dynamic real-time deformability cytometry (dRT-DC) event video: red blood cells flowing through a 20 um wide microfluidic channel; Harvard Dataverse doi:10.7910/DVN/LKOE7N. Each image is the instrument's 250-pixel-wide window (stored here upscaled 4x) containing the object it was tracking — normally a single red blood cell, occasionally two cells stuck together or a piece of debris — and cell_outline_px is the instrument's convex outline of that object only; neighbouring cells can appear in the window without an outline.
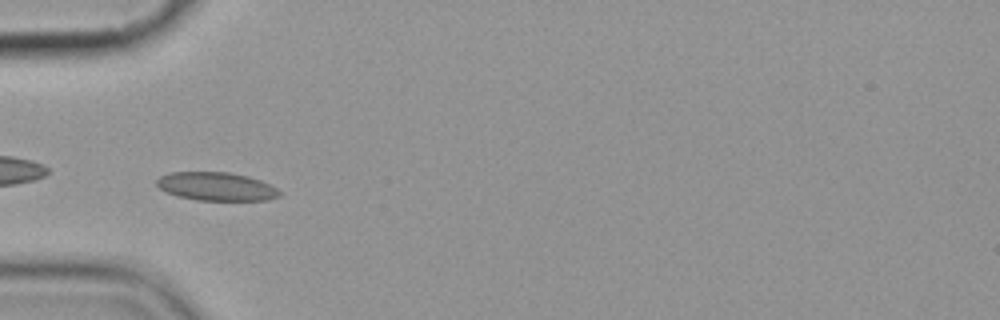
{"species": "common noctule bat (a hibernating species)", "species_latin": "Nyctalus noctula", "temperature_condition": "cold", "stored_images_in_passage": 11, "camera_frame_rate_fps": 3000, "um_per_image_px": 0.085, "animal": {"sex": "female", "body_mass_g": 19.9}, "frame": {"image": 1, "passage_image": 5, "time_ms": 5.333, "image_size_px": [1000, 320], "cell_outline_px": [[280, 196], [268, 200], [196, 200], [164, 192], [156, 184], [156, 180], [160, 176], [172, 172], [228, 172], [248, 176], [260, 180], [276, 188], [280, 192]], "centroid_in_image_um": [18.37, 15.85], "position_along_channel_um": 66.6, "area_um2": 20.23}}
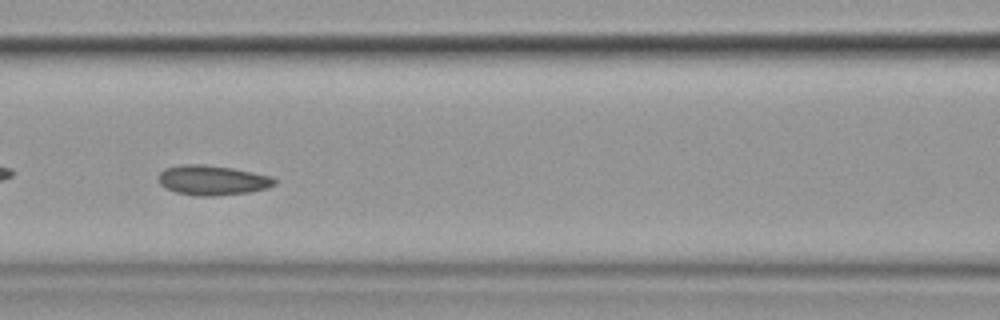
{"frame": {"image": 2, "passage_image": 7, "time_ms": 7.667, "image_size_px": [1000, 320], "cell_outline_px": [[276, 184], [268, 188], [248, 192], [212, 196], [196, 196], [176, 192], [164, 188], [160, 184], [156, 176], [164, 168], [180, 164], [204, 164], [232, 168], [272, 176], [276, 180]], "centroid_in_image_um": [18.01, 15.31], "position_along_channel_um": 148.6, "area_um2": 20.4}}